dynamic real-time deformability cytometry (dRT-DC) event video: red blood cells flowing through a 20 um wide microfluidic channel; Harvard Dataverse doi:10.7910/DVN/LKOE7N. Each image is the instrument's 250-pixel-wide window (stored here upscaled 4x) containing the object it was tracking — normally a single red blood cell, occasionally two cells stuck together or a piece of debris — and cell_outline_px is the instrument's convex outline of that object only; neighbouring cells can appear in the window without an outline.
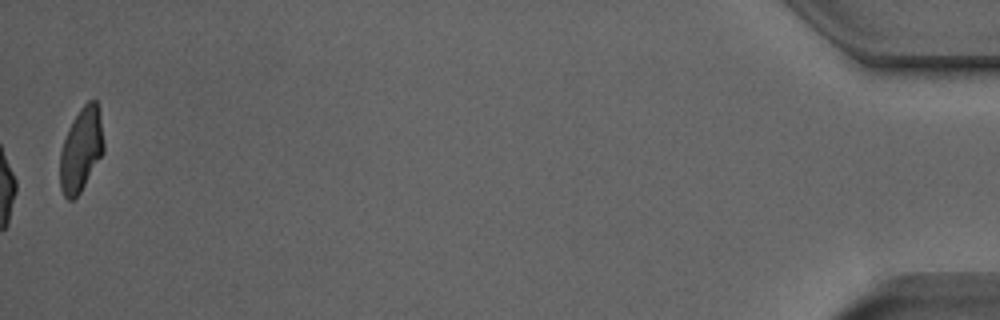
{"species": "Egyptian fruit bat (a non-hibernating species)", "species_latin": "Rousettus aegyptiacus", "temperature_condition": "room temperature", "stored_images_in_passage": 53, "camera_frame_rate_fps": 3000, "um_per_image_px": 0.085, "animal": {"sex": "male"}, "frame": {"image": 1, "passage_image": 53, "time_ms": 17.333, "image_size_px": [1000, 320], "cell_outline_px": [[104, 152], [80, 192], [72, 200], [68, 200], [64, 196], [60, 188], [60, 152], [68, 128], [80, 108], [88, 100], [96, 100], [104, 140]], "centroid_in_image_um": [6.88, 12.74], "position_along_channel_um": 428.3, "area_um2": 21.15}, "authors_computed_cell_mechanics": {"area_um2": 19.8254, "velocity_mm_per_s": 3.941, "shape_relaxation_time_tau1_ms": null, "shape_relaxation_time_tau2_ms": 1.7334, "deformation_change_tau1": null, "deformation_change_tau2": 0.0743}}